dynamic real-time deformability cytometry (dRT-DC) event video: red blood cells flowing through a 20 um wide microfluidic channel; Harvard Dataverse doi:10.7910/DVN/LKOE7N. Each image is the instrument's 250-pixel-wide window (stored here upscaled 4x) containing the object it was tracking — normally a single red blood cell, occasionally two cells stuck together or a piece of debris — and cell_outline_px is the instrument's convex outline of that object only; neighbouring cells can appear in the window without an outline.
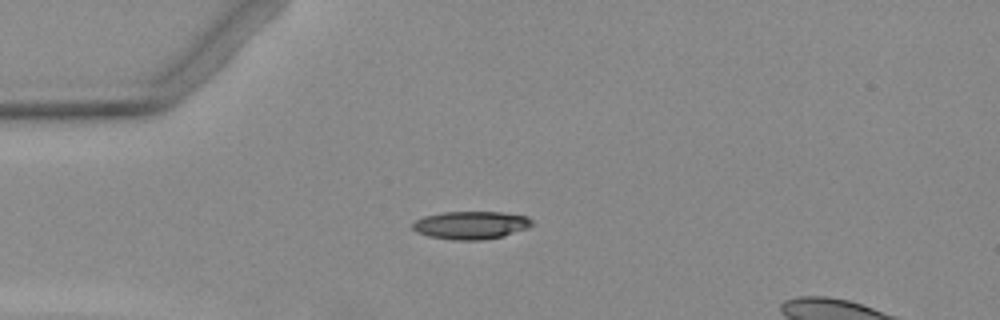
{"species": "Egyptian fruit bat (a non-hibernating species)", "species_latin": "Rousettus aegyptiacus", "temperature_condition": "warm", "stored_images_in_passage": 2, "camera_frame_rate_fps": 3000, "um_per_image_px": 0.085, "animal": {"sex": "female"}, "frame": {"image": 1, "passage_image": 2, "time_ms": 1.333, "image_size_px": [1000, 320], "cell_outline_px": [[532, 224], [528, 228], [504, 236], [484, 240], [452, 240], [428, 236], [416, 232], [412, 228], [412, 224], [416, 220], [424, 216], [444, 212], [500, 212], [528, 216], [532, 220]], "centroid_in_image_um": [40.03, 19.14], "position_along_channel_um": 45.0, "area_um2": 19.54}}